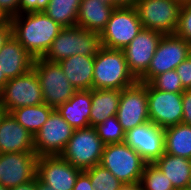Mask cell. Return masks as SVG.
<instances>
[{
    "label": "cell",
    "instance_id": "4fadbf2b",
    "mask_svg": "<svg viewBox=\"0 0 191 190\" xmlns=\"http://www.w3.org/2000/svg\"><path fill=\"white\" fill-rule=\"evenodd\" d=\"M73 131L74 129L54 109L47 122L34 135L36 155L38 157L60 155L72 137Z\"/></svg>",
    "mask_w": 191,
    "mask_h": 190
},
{
    "label": "cell",
    "instance_id": "603a6c76",
    "mask_svg": "<svg viewBox=\"0 0 191 190\" xmlns=\"http://www.w3.org/2000/svg\"><path fill=\"white\" fill-rule=\"evenodd\" d=\"M120 93L121 90L91 89V127L117 114Z\"/></svg>",
    "mask_w": 191,
    "mask_h": 190
},
{
    "label": "cell",
    "instance_id": "b9f144b4",
    "mask_svg": "<svg viewBox=\"0 0 191 190\" xmlns=\"http://www.w3.org/2000/svg\"><path fill=\"white\" fill-rule=\"evenodd\" d=\"M8 80L9 79L6 77V75L3 72H1V69H0V94Z\"/></svg>",
    "mask_w": 191,
    "mask_h": 190
},
{
    "label": "cell",
    "instance_id": "d590c367",
    "mask_svg": "<svg viewBox=\"0 0 191 190\" xmlns=\"http://www.w3.org/2000/svg\"><path fill=\"white\" fill-rule=\"evenodd\" d=\"M182 107V123L191 125V89H185L182 93Z\"/></svg>",
    "mask_w": 191,
    "mask_h": 190
},
{
    "label": "cell",
    "instance_id": "f546056e",
    "mask_svg": "<svg viewBox=\"0 0 191 190\" xmlns=\"http://www.w3.org/2000/svg\"><path fill=\"white\" fill-rule=\"evenodd\" d=\"M97 134L102 142L106 144L123 143L125 141V131L119 124L115 116H112L95 126Z\"/></svg>",
    "mask_w": 191,
    "mask_h": 190
},
{
    "label": "cell",
    "instance_id": "8fae6325",
    "mask_svg": "<svg viewBox=\"0 0 191 190\" xmlns=\"http://www.w3.org/2000/svg\"><path fill=\"white\" fill-rule=\"evenodd\" d=\"M116 117L125 133L150 121L147 83L137 81L133 86L121 90Z\"/></svg>",
    "mask_w": 191,
    "mask_h": 190
},
{
    "label": "cell",
    "instance_id": "4316f807",
    "mask_svg": "<svg viewBox=\"0 0 191 190\" xmlns=\"http://www.w3.org/2000/svg\"><path fill=\"white\" fill-rule=\"evenodd\" d=\"M82 0H50L44 12L62 27L77 24L78 9Z\"/></svg>",
    "mask_w": 191,
    "mask_h": 190
},
{
    "label": "cell",
    "instance_id": "d4e9b609",
    "mask_svg": "<svg viewBox=\"0 0 191 190\" xmlns=\"http://www.w3.org/2000/svg\"><path fill=\"white\" fill-rule=\"evenodd\" d=\"M164 152L191 160V125L179 123L164 129Z\"/></svg>",
    "mask_w": 191,
    "mask_h": 190
},
{
    "label": "cell",
    "instance_id": "9a60e30c",
    "mask_svg": "<svg viewBox=\"0 0 191 190\" xmlns=\"http://www.w3.org/2000/svg\"><path fill=\"white\" fill-rule=\"evenodd\" d=\"M82 171L60 155L40 156L36 163L37 179L54 190H73Z\"/></svg>",
    "mask_w": 191,
    "mask_h": 190
},
{
    "label": "cell",
    "instance_id": "f35d334b",
    "mask_svg": "<svg viewBox=\"0 0 191 190\" xmlns=\"http://www.w3.org/2000/svg\"><path fill=\"white\" fill-rule=\"evenodd\" d=\"M9 190H36V177L33 180L29 181L28 183L18 185Z\"/></svg>",
    "mask_w": 191,
    "mask_h": 190
},
{
    "label": "cell",
    "instance_id": "3957f363",
    "mask_svg": "<svg viewBox=\"0 0 191 190\" xmlns=\"http://www.w3.org/2000/svg\"><path fill=\"white\" fill-rule=\"evenodd\" d=\"M101 47L99 33L79 26L64 27L43 58L51 62H60L72 55L95 56Z\"/></svg>",
    "mask_w": 191,
    "mask_h": 190
},
{
    "label": "cell",
    "instance_id": "f6af8a7d",
    "mask_svg": "<svg viewBox=\"0 0 191 190\" xmlns=\"http://www.w3.org/2000/svg\"><path fill=\"white\" fill-rule=\"evenodd\" d=\"M101 1L106 3L107 5L114 6V0H101Z\"/></svg>",
    "mask_w": 191,
    "mask_h": 190
},
{
    "label": "cell",
    "instance_id": "8992f818",
    "mask_svg": "<svg viewBox=\"0 0 191 190\" xmlns=\"http://www.w3.org/2000/svg\"><path fill=\"white\" fill-rule=\"evenodd\" d=\"M105 144L95 127L75 129L60 156L81 170L100 164Z\"/></svg>",
    "mask_w": 191,
    "mask_h": 190
},
{
    "label": "cell",
    "instance_id": "60d3db41",
    "mask_svg": "<svg viewBox=\"0 0 191 190\" xmlns=\"http://www.w3.org/2000/svg\"><path fill=\"white\" fill-rule=\"evenodd\" d=\"M36 190H54V189L42 183L36 177Z\"/></svg>",
    "mask_w": 191,
    "mask_h": 190
},
{
    "label": "cell",
    "instance_id": "ab89813d",
    "mask_svg": "<svg viewBox=\"0 0 191 190\" xmlns=\"http://www.w3.org/2000/svg\"><path fill=\"white\" fill-rule=\"evenodd\" d=\"M138 0H114L115 7H135Z\"/></svg>",
    "mask_w": 191,
    "mask_h": 190
},
{
    "label": "cell",
    "instance_id": "44dd1931",
    "mask_svg": "<svg viewBox=\"0 0 191 190\" xmlns=\"http://www.w3.org/2000/svg\"><path fill=\"white\" fill-rule=\"evenodd\" d=\"M95 56L72 55L61 60L64 74L76 90L93 89V69Z\"/></svg>",
    "mask_w": 191,
    "mask_h": 190
},
{
    "label": "cell",
    "instance_id": "2e32d148",
    "mask_svg": "<svg viewBox=\"0 0 191 190\" xmlns=\"http://www.w3.org/2000/svg\"><path fill=\"white\" fill-rule=\"evenodd\" d=\"M36 153H0V184L8 190L36 177Z\"/></svg>",
    "mask_w": 191,
    "mask_h": 190
},
{
    "label": "cell",
    "instance_id": "836d02e7",
    "mask_svg": "<svg viewBox=\"0 0 191 190\" xmlns=\"http://www.w3.org/2000/svg\"><path fill=\"white\" fill-rule=\"evenodd\" d=\"M175 70L181 80L182 86L185 89H191V54Z\"/></svg>",
    "mask_w": 191,
    "mask_h": 190
},
{
    "label": "cell",
    "instance_id": "5b68a950",
    "mask_svg": "<svg viewBox=\"0 0 191 190\" xmlns=\"http://www.w3.org/2000/svg\"><path fill=\"white\" fill-rule=\"evenodd\" d=\"M39 80L44 103L53 109L68 101L77 91L69 82L59 62L36 58L32 68Z\"/></svg>",
    "mask_w": 191,
    "mask_h": 190
},
{
    "label": "cell",
    "instance_id": "bcb514c9",
    "mask_svg": "<svg viewBox=\"0 0 191 190\" xmlns=\"http://www.w3.org/2000/svg\"><path fill=\"white\" fill-rule=\"evenodd\" d=\"M7 18L0 12V23L6 21Z\"/></svg>",
    "mask_w": 191,
    "mask_h": 190
},
{
    "label": "cell",
    "instance_id": "83f0119b",
    "mask_svg": "<svg viewBox=\"0 0 191 190\" xmlns=\"http://www.w3.org/2000/svg\"><path fill=\"white\" fill-rule=\"evenodd\" d=\"M139 186L141 190H175L171 181L154 163H147L144 167Z\"/></svg>",
    "mask_w": 191,
    "mask_h": 190
},
{
    "label": "cell",
    "instance_id": "d6986e66",
    "mask_svg": "<svg viewBox=\"0 0 191 190\" xmlns=\"http://www.w3.org/2000/svg\"><path fill=\"white\" fill-rule=\"evenodd\" d=\"M34 60L13 36L0 50V69L8 79L27 73L33 68Z\"/></svg>",
    "mask_w": 191,
    "mask_h": 190
},
{
    "label": "cell",
    "instance_id": "30bf717a",
    "mask_svg": "<svg viewBox=\"0 0 191 190\" xmlns=\"http://www.w3.org/2000/svg\"><path fill=\"white\" fill-rule=\"evenodd\" d=\"M0 103L6 113L14 109L44 103L42 89L33 69L9 79L0 94Z\"/></svg>",
    "mask_w": 191,
    "mask_h": 190
},
{
    "label": "cell",
    "instance_id": "c3c4849f",
    "mask_svg": "<svg viewBox=\"0 0 191 190\" xmlns=\"http://www.w3.org/2000/svg\"><path fill=\"white\" fill-rule=\"evenodd\" d=\"M186 190H191V178H190V180H189V184H188V187H187Z\"/></svg>",
    "mask_w": 191,
    "mask_h": 190
},
{
    "label": "cell",
    "instance_id": "ba28073f",
    "mask_svg": "<svg viewBox=\"0 0 191 190\" xmlns=\"http://www.w3.org/2000/svg\"><path fill=\"white\" fill-rule=\"evenodd\" d=\"M181 3L176 0H138L136 10L143 28L174 35L179 24Z\"/></svg>",
    "mask_w": 191,
    "mask_h": 190
},
{
    "label": "cell",
    "instance_id": "484cf974",
    "mask_svg": "<svg viewBox=\"0 0 191 190\" xmlns=\"http://www.w3.org/2000/svg\"><path fill=\"white\" fill-rule=\"evenodd\" d=\"M53 110L52 107L43 103L40 105L14 109L11 112V115L23 128L28 130L34 136L47 122V119Z\"/></svg>",
    "mask_w": 191,
    "mask_h": 190
},
{
    "label": "cell",
    "instance_id": "277c9868",
    "mask_svg": "<svg viewBox=\"0 0 191 190\" xmlns=\"http://www.w3.org/2000/svg\"><path fill=\"white\" fill-rule=\"evenodd\" d=\"M100 164L124 185L139 184L147 162L125 142L106 144Z\"/></svg>",
    "mask_w": 191,
    "mask_h": 190
},
{
    "label": "cell",
    "instance_id": "cb8c5ba5",
    "mask_svg": "<svg viewBox=\"0 0 191 190\" xmlns=\"http://www.w3.org/2000/svg\"><path fill=\"white\" fill-rule=\"evenodd\" d=\"M154 164L171 181L175 190H186L191 178V160L164 152Z\"/></svg>",
    "mask_w": 191,
    "mask_h": 190
},
{
    "label": "cell",
    "instance_id": "7402d4cb",
    "mask_svg": "<svg viewBox=\"0 0 191 190\" xmlns=\"http://www.w3.org/2000/svg\"><path fill=\"white\" fill-rule=\"evenodd\" d=\"M115 8L101 0H82L78 9L76 26L100 34Z\"/></svg>",
    "mask_w": 191,
    "mask_h": 190
},
{
    "label": "cell",
    "instance_id": "4dcf8cb0",
    "mask_svg": "<svg viewBox=\"0 0 191 190\" xmlns=\"http://www.w3.org/2000/svg\"><path fill=\"white\" fill-rule=\"evenodd\" d=\"M150 84L155 89L165 92L183 93L185 91L175 69L157 75Z\"/></svg>",
    "mask_w": 191,
    "mask_h": 190
},
{
    "label": "cell",
    "instance_id": "e575fe53",
    "mask_svg": "<svg viewBox=\"0 0 191 190\" xmlns=\"http://www.w3.org/2000/svg\"><path fill=\"white\" fill-rule=\"evenodd\" d=\"M20 0H0V12L7 18L18 15Z\"/></svg>",
    "mask_w": 191,
    "mask_h": 190
},
{
    "label": "cell",
    "instance_id": "6da1fadb",
    "mask_svg": "<svg viewBox=\"0 0 191 190\" xmlns=\"http://www.w3.org/2000/svg\"><path fill=\"white\" fill-rule=\"evenodd\" d=\"M12 36L33 58H42L64 28L44 11L15 15L9 19Z\"/></svg>",
    "mask_w": 191,
    "mask_h": 190
},
{
    "label": "cell",
    "instance_id": "ffe728a7",
    "mask_svg": "<svg viewBox=\"0 0 191 190\" xmlns=\"http://www.w3.org/2000/svg\"><path fill=\"white\" fill-rule=\"evenodd\" d=\"M56 110L74 130L90 127L91 90H77Z\"/></svg>",
    "mask_w": 191,
    "mask_h": 190
},
{
    "label": "cell",
    "instance_id": "9c48e42d",
    "mask_svg": "<svg viewBox=\"0 0 191 190\" xmlns=\"http://www.w3.org/2000/svg\"><path fill=\"white\" fill-rule=\"evenodd\" d=\"M191 54V43L174 35H163L147 72L138 80L150 83L157 75L174 70Z\"/></svg>",
    "mask_w": 191,
    "mask_h": 190
},
{
    "label": "cell",
    "instance_id": "f1b7e54d",
    "mask_svg": "<svg viewBox=\"0 0 191 190\" xmlns=\"http://www.w3.org/2000/svg\"><path fill=\"white\" fill-rule=\"evenodd\" d=\"M84 171L89 175L94 190H120L124 186L117 177L101 164Z\"/></svg>",
    "mask_w": 191,
    "mask_h": 190
},
{
    "label": "cell",
    "instance_id": "e0dca14e",
    "mask_svg": "<svg viewBox=\"0 0 191 190\" xmlns=\"http://www.w3.org/2000/svg\"><path fill=\"white\" fill-rule=\"evenodd\" d=\"M124 142L135 149L147 163H154L164 154V129L149 121L128 130Z\"/></svg>",
    "mask_w": 191,
    "mask_h": 190
},
{
    "label": "cell",
    "instance_id": "ac0fdd59",
    "mask_svg": "<svg viewBox=\"0 0 191 190\" xmlns=\"http://www.w3.org/2000/svg\"><path fill=\"white\" fill-rule=\"evenodd\" d=\"M14 152L35 153L34 136L5 113L0 120V153Z\"/></svg>",
    "mask_w": 191,
    "mask_h": 190
},
{
    "label": "cell",
    "instance_id": "7a4b0ae2",
    "mask_svg": "<svg viewBox=\"0 0 191 190\" xmlns=\"http://www.w3.org/2000/svg\"><path fill=\"white\" fill-rule=\"evenodd\" d=\"M136 82L129 72L123 50L99 49L94 59L93 89L122 90Z\"/></svg>",
    "mask_w": 191,
    "mask_h": 190
},
{
    "label": "cell",
    "instance_id": "d6a6232c",
    "mask_svg": "<svg viewBox=\"0 0 191 190\" xmlns=\"http://www.w3.org/2000/svg\"><path fill=\"white\" fill-rule=\"evenodd\" d=\"M50 0H20L18 15L30 12H42Z\"/></svg>",
    "mask_w": 191,
    "mask_h": 190
},
{
    "label": "cell",
    "instance_id": "7dc6e473",
    "mask_svg": "<svg viewBox=\"0 0 191 190\" xmlns=\"http://www.w3.org/2000/svg\"><path fill=\"white\" fill-rule=\"evenodd\" d=\"M176 1L180 2L181 4L191 2V0H176Z\"/></svg>",
    "mask_w": 191,
    "mask_h": 190
},
{
    "label": "cell",
    "instance_id": "74e56055",
    "mask_svg": "<svg viewBox=\"0 0 191 190\" xmlns=\"http://www.w3.org/2000/svg\"><path fill=\"white\" fill-rule=\"evenodd\" d=\"M12 36V27L9 19L0 23V50Z\"/></svg>",
    "mask_w": 191,
    "mask_h": 190
},
{
    "label": "cell",
    "instance_id": "5bb4252c",
    "mask_svg": "<svg viewBox=\"0 0 191 190\" xmlns=\"http://www.w3.org/2000/svg\"><path fill=\"white\" fill-rule=\"evenodd\" d=\"M162 36L163 34L155 30L142 28L137 36L122 49L129 72L137 81L147 72Z\"/></svg>",
    "mask_w": 191,
    "mask_h": 190
},
{
    "label": "cell",
    "instance_id": "1f68e13d",
    "mask_svg": "<svg viewBox=\"0 0 191 190\" xmlns=\"http://www.w3.org/2000/svg\"><path fill=\"white\" fill-rule=\"evenodd\" d=\"M175 34L191 43V2L181 5L179 24Z\"/></svg>",
    "mask_w": 191,
    "mask_h": 190
},
{
    "label": "cell",
    "instance_id": "681fc988",
    "mask_svg": "<svg viewBox=\"0 0 191 190\" xmlns=\"http://www.w3.org/2000/svg\"><path fill=\"white\" fill-rule=\"evenodd\" d=\"M0 190H8L7 188L3 187L1 184H0Z\"/></svg>",
    "mask_w": 191,
    "mask_h": 190
},
{
    "label": "cell",
    "instance_id": "7bdbcfd3",
    "mask_svg": "<svg viewBox=\"0 0 191 190\" xmlns=\"http://www.w3.org/2000/svg\"><path fill=\"white\" fill-rule=\"evenodd\" d=\"M120 190H141L139 184L124 185Z\"/></svg>",
    "mask_w": 191,
    "mask_h": 190
},
{
    "label": "cell",
    "instance_id": "ee69618b",
    "mask_svg": "<svg viewBox=\"0 0 191 190\" xmlns=\"http://www.w3.org/2000/svg\"><path fill=\"white\" fill-rule=\"evenodd\" d=\"M5 113H6V111L4 110V107L0 103V120L2 119V117L4 116Z\"/></svg>",
    "mask_w": 191,
    "mask_h": 190
},
{
    "label": "cell",
    "instance_id": "7c38bea8",
    "mask_svg": "<svg viewBox=\"0 0 191 190\" xmlns=\"http://www.w3.org/2000/svg\"><path fill=\"white\" fill-rule=\"evenodd\" d=\"M150 122L161 129L182 123V93L165 92L147 83Z\"/></svg>",
    "mask_w": 191,
    "mask_h": 190
},
{
    "label": "cell",
    "instance_id": "8d00e7d4",
    "mask_svg": "<svg viewBox=\"0 0 191 190\" xmlns=\"http://www.w3.org/2000/svg\"><path fill=\"white\" fill-rule=\"evenodd\" d=\"M73 190H94L91 186L90 177L84 170L79 174Z\"/></svg>",
    "mask_w": 191,
    "mask_h": 190
},
{
    "label": "cell",
    "instance_id": "52a82bcc",
    "mask_svg": "<svg viewBox=\"0 0 191 190\" xmlns=\"http://www.w3.org/2000/svg\"><path fill=\"white\" fill-rule=\"evenodd\" d=\"M143 26L135 7H116L100 33L101 46L124 49L142 30Z\"/></svg>",
    "mask_w": 191,
    "mask_h": 190
}]
</instances>
